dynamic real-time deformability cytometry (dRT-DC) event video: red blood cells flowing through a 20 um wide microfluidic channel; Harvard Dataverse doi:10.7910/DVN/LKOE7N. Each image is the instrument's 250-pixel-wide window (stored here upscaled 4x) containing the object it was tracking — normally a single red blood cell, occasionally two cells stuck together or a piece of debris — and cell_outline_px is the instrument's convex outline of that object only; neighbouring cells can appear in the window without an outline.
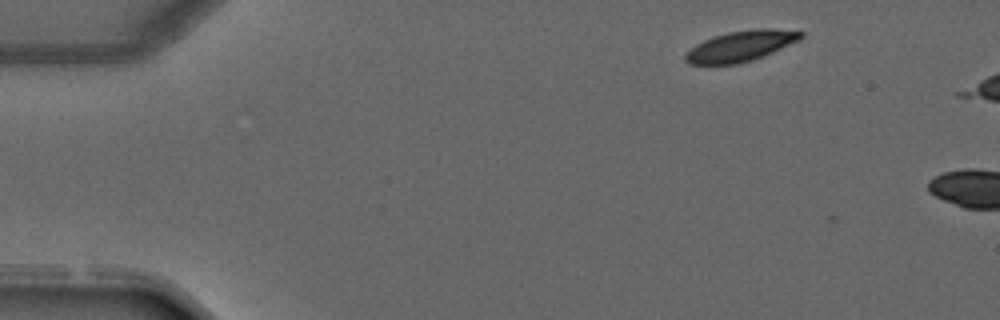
{"species": "common noctule bat (a hibernating species)", "species_latin": "Nyctalus noctula", "temperature_condition": "warm", "stored_images_in_passage": 2, "camera_frame_rate_fps": 3000, "um_per_image_px": 0.085, "animal": {"sex": "male", "forearm_length_mm": 52.5}, "frame": {"image": 1, "passage_image": 1, "time_ms": 0.0, "image_size_px": [1000, 320], "cell_outline_px": [[804, 36], [800, 40], [764, 56], [740, 64], [688, 64], [684, 60], [684, 56], [696, 44], [704, 40], [728, 32], [756, 28], [772, 28], [804, 32]], "centroid_in_image_um": [63.0, 3.91], "position_along_channel_um": 22.0, "area_um2": 20.58}}